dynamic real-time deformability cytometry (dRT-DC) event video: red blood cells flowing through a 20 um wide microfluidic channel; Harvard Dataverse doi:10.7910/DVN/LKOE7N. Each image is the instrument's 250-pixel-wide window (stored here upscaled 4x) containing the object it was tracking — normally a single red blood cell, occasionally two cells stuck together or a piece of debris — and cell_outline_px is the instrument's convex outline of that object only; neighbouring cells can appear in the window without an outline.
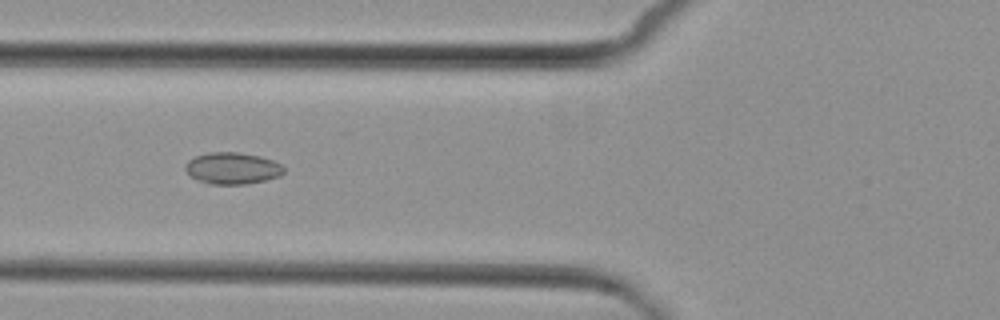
{"species": "common noctule bat (a hibernating species)", "species_latin": "Nyctalus noctula", "temperature_condition": "cold", "stored_images_in_passage": 4, "camera_frame_rate_fps": 3000, "um_per_image_px": 0.085, "animal": {"sex": "female", "body_mass_g": 29.2, "forearm_length_mm": 56.3}, "frame": {"image": 1, "passage_image": 2, "time_ms": 1.0, "image_size_px": [1000, 320], "cell_outline_px": [[284, 172], [280, 176], [248, 184], [212, 184], [196, 180], [184, 168], [184, 164], [188, 160], [196, 156], [208, 152], [236, 152], [260, 156], [272, 160], [280, 164], [284, 168]], "centroid_in_image_um": [19.74, 14.3], "position_along_channel_um": 106.1, "area_um2": 18.15}}
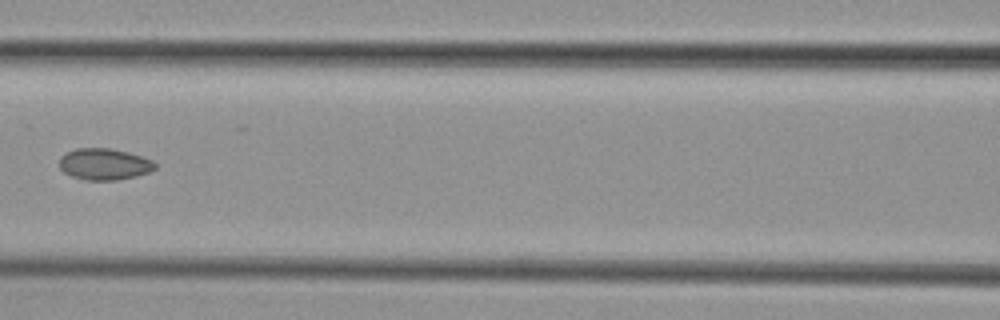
{"frame": {"image": 2, "passage_image": 3, "time_ms": 2.333, "image_size_px": [1000, 320], "cell_outline_px": [[156, 168], [148, 172], [136, 176], [116, 180], [84, 180], [72, 176], [64, 172], [60, 168], [60, 156], [76, 148], [112, 148], [128, 152], [152, 160], [156, 164]], "centroid_in_image_um": [8.86, 13.95], "position_along_channel_um": 157.7, "area_um2": 17.51}}
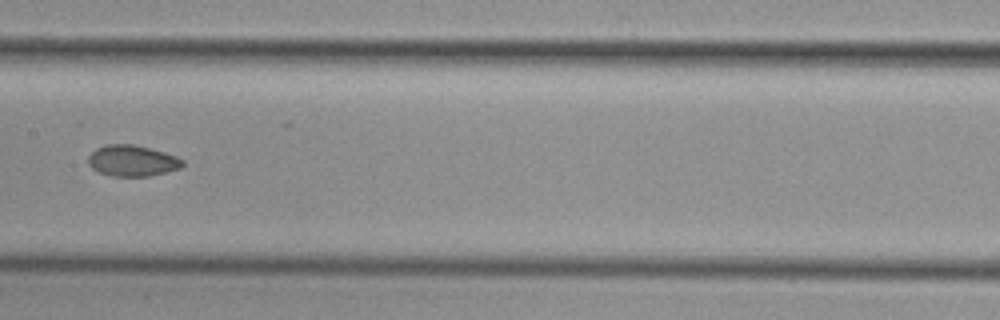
{"frame": {"image": 3, "passage_image": 4, "time_ms": 3.333, "image_size_px": [1000, 320], "cell_outline_px": [[184, 164], [180, 168], [148, 176], [116, 176], [100, 172], [92, 168], [88, 164], [88, 156], [96, 148], [104, 144], [132, 144], [164, 152], [176, 156], [184, 160]], "centroid_in_image_um": [11.23, 13.65], "position_along_channel_um": 196.2, "area_um2": 16.94}}